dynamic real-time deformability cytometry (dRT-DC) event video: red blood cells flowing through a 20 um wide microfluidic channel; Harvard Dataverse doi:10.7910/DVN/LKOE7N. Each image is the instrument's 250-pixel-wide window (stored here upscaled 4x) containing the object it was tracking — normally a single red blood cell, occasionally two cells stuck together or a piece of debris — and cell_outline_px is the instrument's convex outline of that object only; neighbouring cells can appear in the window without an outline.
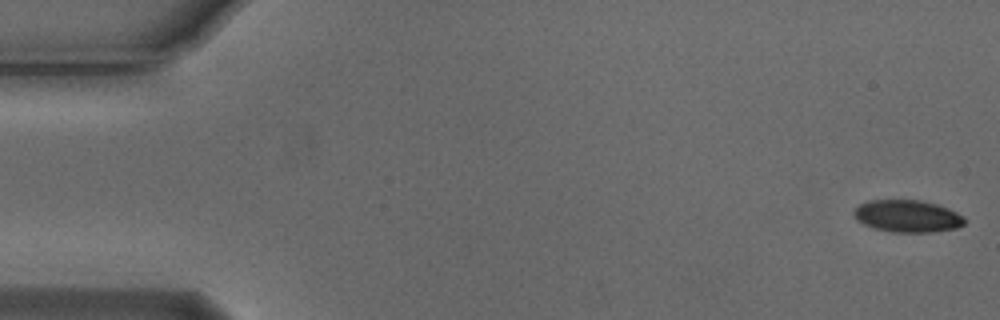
{"species": "Egyptian fruit bat (a non-hibernating species)", "species_latin": "Rousettus aegyptiacus", "temperature_condition": "cold", "stored_images_in_passage": 4, "camera_frame_rate_fps": 3000, "um_per_image_px": 0.085, "animal": {"sex": "male"}, "frame": {"image": 1, "passage_image": 1, "time_ms": 0.0, "image_size_px": [1000, 320], "cell_outline_px": [[964, 224], [956, 228], [932, 232], [892, 232], [876, 228], [864, 224], [856, 220], [852, 212], [860, 204], [868, 200], [920, 200], [936, 204], [948, 208], [964, 216]], "centroid_in_image_um": [77.12, 18.36], "position_along_channel_um": 7.9, "area_um2": 20.69}}
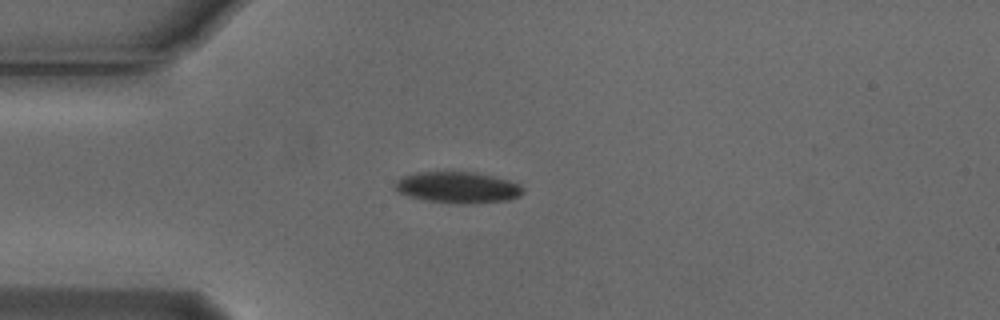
{"frame": {"image": 2, "passage_image": 4, "time_ms": 1.0, "image_size_px": [1000, 320], "cell_outline_px": [[524, 192], [520, 196], [508, 200], [472, 204], [460, 204], [424, 200], [408, 196], [400, 192], [396, 188], [396, 180], [404, 176], [416, 172], [476, 172], [508, 180], [520, 184], [524, 188]], "centroid_in_image_um": [38.95, 15.94], "position_along_channel_um": 46.0, "area_um2": 23.35}}